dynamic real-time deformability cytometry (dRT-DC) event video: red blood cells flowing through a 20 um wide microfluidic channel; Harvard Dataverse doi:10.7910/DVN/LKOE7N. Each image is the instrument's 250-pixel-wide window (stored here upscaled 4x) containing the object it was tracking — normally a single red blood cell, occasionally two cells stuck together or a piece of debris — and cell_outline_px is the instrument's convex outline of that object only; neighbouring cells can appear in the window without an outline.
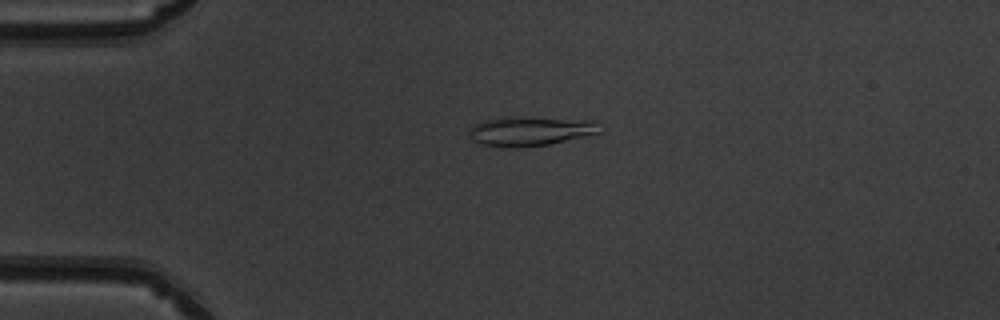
{"species": "common noctule bat (a hibernating species)", "species_latin": "Nyctalus noctula", "temperature_condition": "warm", "stored_images_in_passage": 50, "camera_frame_rate_fps": 3000, "um_per_image_px": 0.085, "animal": {"sex": "male", "body_mass_g": 19.5, "forearm_length_mm": 54.6}, "frame": {"image": 1, "passage_image": 12, "time_ms": 3.667, "image_size_px": [1000, 320], "cell_outline_px": [[604, 132], [548, 144], [520, 148], [504, 148], [484, 144], [472, 140], [468, 136], [468, 132], [476, 124], [484, 120], [508, 116], [596, 120]], "centroid_in_image_um": [45.11, 11.14], "position_along_channel_um": 39.9, "area_um2": 22.66}}
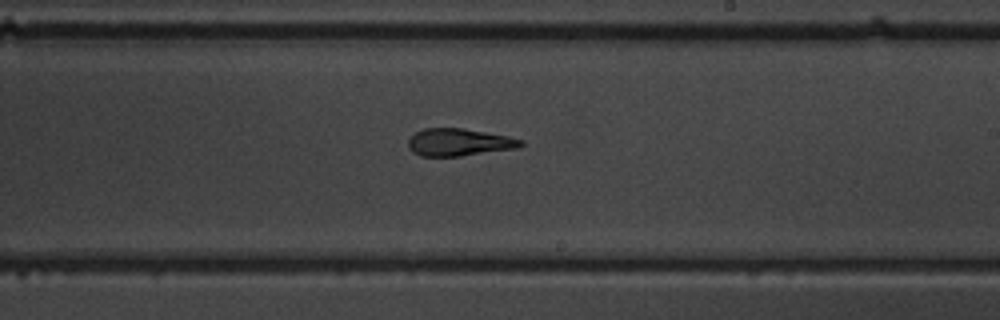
{"frame": {"image": 2, "passage_image": 30, "time_ms": 9.667, "image_size_px": [1000, 320], "cell_outline_px": [[524, 144], [516, 148], [460, 156], [420, 156], [412, 152], [408, 148], [408, 140], [416, 132], [424, 128], [464, 128], [508, 136], [524, 140]], "centroid_in_image_um": [39.0, 12.09], "position_along_channel_um": 250.0, "area_um2": 17.98}}
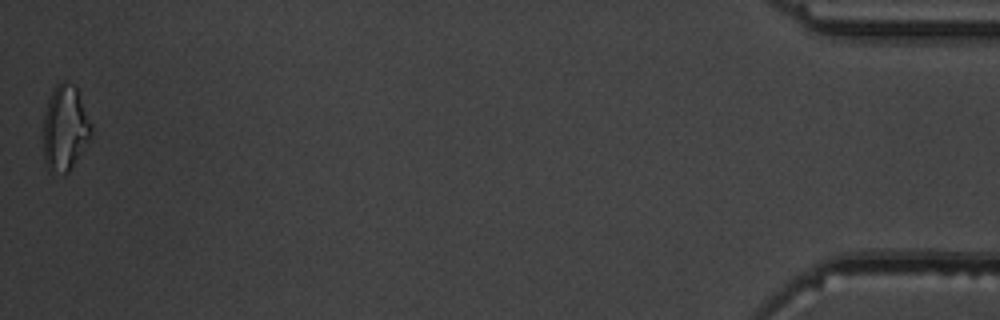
{"frame": {"image": 3, "passage_image": 50, "time_ms": 16.333, "image_size_px": [1000, 320], "cell_outline_px": [[92, 136], [68, 172], [48, 172], [44, 160], [44, 116], [48, 100], [56, 84], [60, 80], [64, 80], [76, 84], [92, 124]], "centroid_in_image_um": [5.54, 10.84], "position_along_channel_um": 429.7, "area_um2": 24.1}, "authors_computed_cell_mechanics": {"area_um2": 19.074, "velocity_mm_per_s": 4.0496, "shape_relaxation_time_tau1_ms": null, "shape_relaxation_time_tau2_ms": 2.552, "deformation_change_tau1": null, "deformation_change_tau2": 0.1047}}